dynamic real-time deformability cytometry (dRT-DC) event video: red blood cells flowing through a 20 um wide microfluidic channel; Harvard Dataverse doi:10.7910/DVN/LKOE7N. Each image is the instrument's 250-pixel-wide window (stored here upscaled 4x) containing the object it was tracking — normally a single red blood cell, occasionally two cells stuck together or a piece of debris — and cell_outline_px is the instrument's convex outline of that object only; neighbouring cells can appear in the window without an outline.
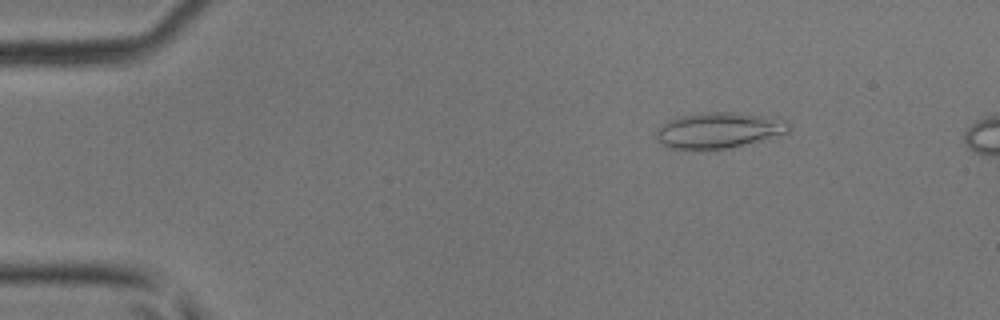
{"species": "common noctule bat (a hibernating species)", "species_latin": "Nyctalus noctula", "temperature_condition": "room temperature", "stored_images_in_passage": 44, "camera_frame_rate_fps": 3000, "um_per_image_px": 0.085, "animal": {"sex": "male", "body_mass_g": 17.9, "forearm_length_mm": 54.2}, "frame": {"image": 1, "passage_image": 7, "time_ms": 2.0, "image_size_px": [1000, 320], "cell_outline_px": [[792, 124], [788, 132], [716, 152], [700, 152], [668, 148], [656, 140], [656, 128], [668, 120], [676, 116], [700, 112], [736, 112], [784, 120]], "centroid_in_image_um": [60.97, 11.12], "position_along_channel_um": 24.0, "area_um2": 28.55}}
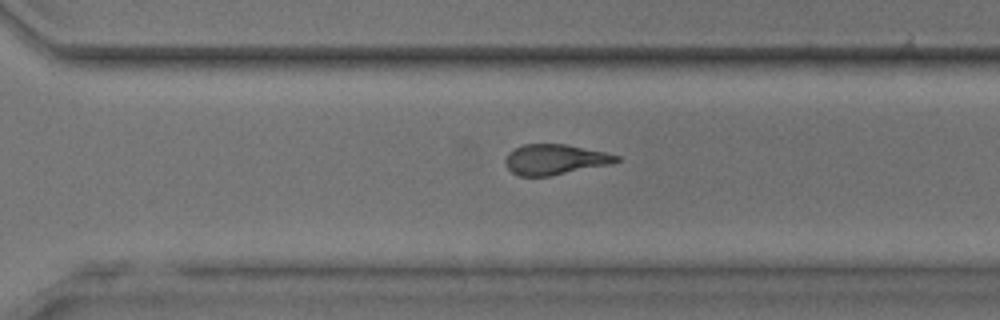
{"frame": {"image": 2, "passage_image": 32, "time_ms": 10.333, "image_size_px": [1000, 320], "cell_outline_px": [[620, 160], [608, 164], [552, 176], [520, 176], [512, 172], [504, 164], [504, 160], [508, 152], [524, 144], [564, 144], [604, 152], [620, 156]], "centroid_in_image_um": [47.12, 13.56], "position_along_channel_um": 323.5, "area_um2": 19.48}}
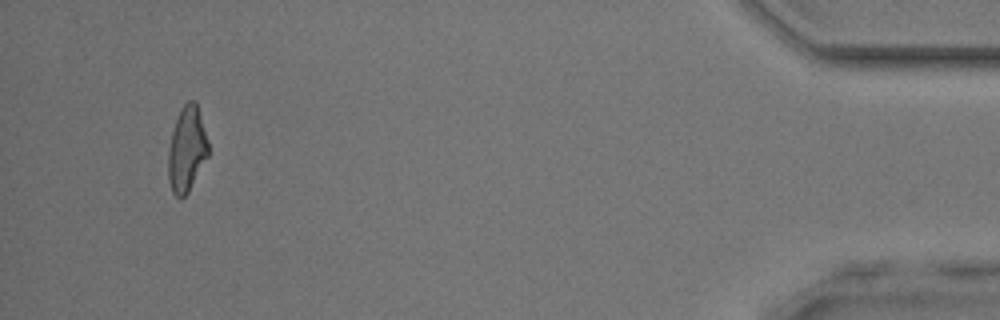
{"frame": {"image": 3, "passage_image": 43, "time_ms": 14.0, "image_size_px": [1000, 320], "cell_outline_px": [[208, 156], [188, 192], [184, 196], [176, 196], [172, 192], [168, 180], [168, 148], [172, 132], [180, 108], [188, 100], [196, 100], [208, 140]], "centroid_in_image_um": [15.87, 12.66], "position_along_channel_um": 419.3, "area_um2": 19.88}}